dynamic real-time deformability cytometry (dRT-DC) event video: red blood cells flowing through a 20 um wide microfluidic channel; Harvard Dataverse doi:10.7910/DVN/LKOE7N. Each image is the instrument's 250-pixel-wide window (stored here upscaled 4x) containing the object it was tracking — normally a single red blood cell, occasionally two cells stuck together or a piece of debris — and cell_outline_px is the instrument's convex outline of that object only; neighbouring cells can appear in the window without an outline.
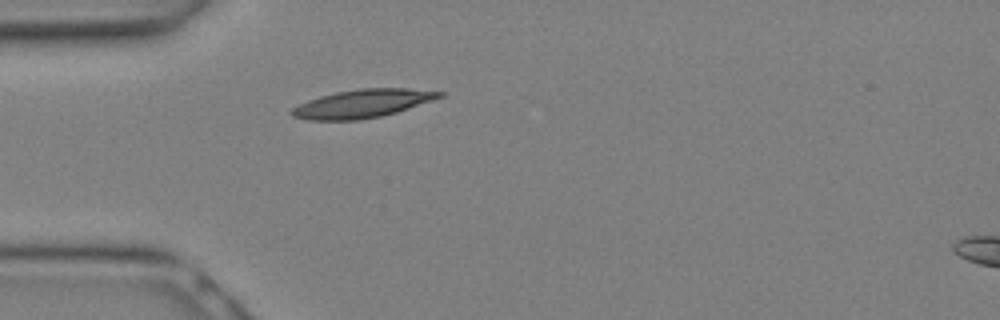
{"species": "Egyptian fruit bat (a non-hibernating species)", "species_latin": "Rousettus aegyptiacus", "temperature_condition": "warm", "stored_images_in_passage": 3, "camera_frame_rate_fps": 3000, "um_per_image_px": 0.085, "animal": {"sex": "female"}, "frame": {"image": 1, "passage_image": 1, "time_ms": 0.0, "image_size_px": [1000, 320], "cell_outline_px": [[444, 96], [396, 112], [380, 116], [360, 120], [308, 120], [292, 116], [288, 112], [292, 108], [308, 100], [320, 96], [336, 92], [360, 88], [408, 88], [444, 92]], "centroid_in_image_um": [30.78, 8.8], "position_along_channel_um": 54.2, "area_um2": 24.22}}
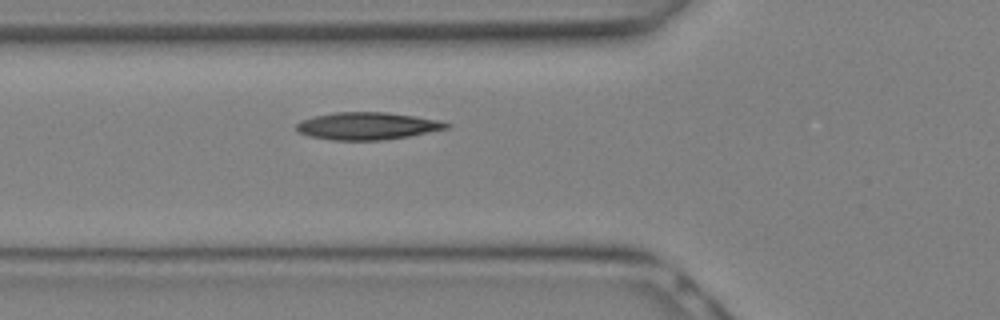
{"frame": {"image": 2, "passage_image": 3, "time_ms": 0.667, "image_size_px": [1000, 320], "cell_outline_px": [[452, 124], [448, 128], [408, 136], [384, 140], [332, 140], [308, 136], [300, 132], [296, 128], [296, 124], [300, 120], [316, 116], [336, 112], [388, 112], [440, 120]], "centroid_in_image_um": [31.23, 10.7], "position_along_channel_um": 94.6, "area_um2": 23.87}}